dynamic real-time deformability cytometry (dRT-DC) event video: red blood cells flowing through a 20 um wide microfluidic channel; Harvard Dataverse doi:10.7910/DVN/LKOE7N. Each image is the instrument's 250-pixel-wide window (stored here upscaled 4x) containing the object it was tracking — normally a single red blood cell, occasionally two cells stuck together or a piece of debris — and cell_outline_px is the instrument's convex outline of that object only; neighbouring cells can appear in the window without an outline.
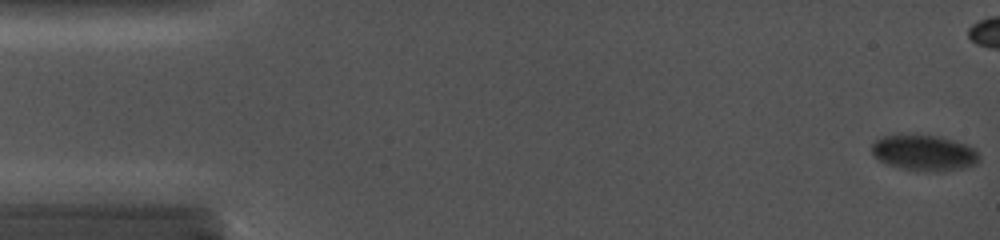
{"species": "common noctule bat (a hibernating species)", "species_latin": "Nyctalus noctula", "temperature_condition": "cold", "stored_images_in_passage": 3, "camera_frame_rate_fps": 5000, "um_per_image_px": 0.085, "animal": {"sex": "female", "body_mass_g": 19.0, "forearm_length_mm": 56.7}, "frame": {"image": 1, "passage_image": 1, "time_ms": 0.0, "image_size_px": [1000, 240], "cell_outline_px": [[980, 160], [976, 164], [964, 168], [944, 172], [916, 172], [900, 168], [888, 164], [880, 160], [872, 152], [872, 140], [876, 136], [888, 132], [936, 132], [948, 136], [968, 144], [976, 148], [980, 156]], "centroid_in_image_um": [78.55, 12.89], "position_along_channel_um": 6.5, "area_um2": 24.8}}